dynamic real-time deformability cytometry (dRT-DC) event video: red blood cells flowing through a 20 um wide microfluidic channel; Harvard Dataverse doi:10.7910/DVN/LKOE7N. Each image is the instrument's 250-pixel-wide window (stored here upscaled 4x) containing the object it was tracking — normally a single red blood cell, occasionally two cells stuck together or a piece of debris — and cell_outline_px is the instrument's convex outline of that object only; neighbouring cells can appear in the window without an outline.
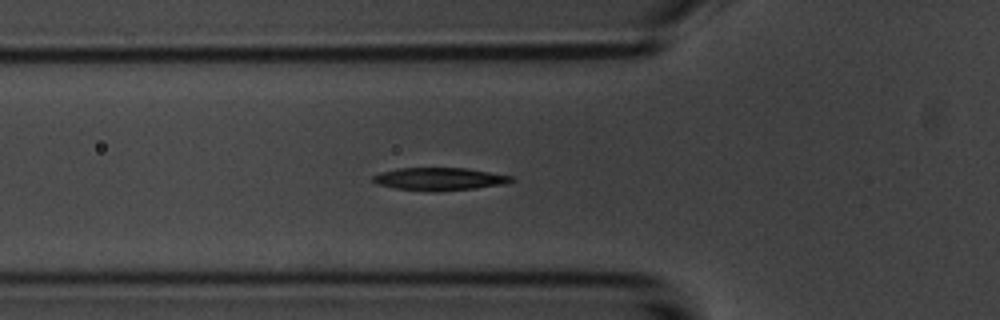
{"species": "common noctule bat (a hibernating species)", "species_latin": "Nyctalus noctula", "temperature_condition": "room temperature", "stored_images_in_passage": 4, "camera_frame_rate_fps": 3000, "um_per_image_px": 0.085, "animal": {"sex": "male", "body_mass_g": 20.1, "forearm_length_mm": 53.5}, "frame": {"image": 1, "passage_image": 4, "time_ms": 4.333, "image_size_px": [1000, 320], "cell_outline_px": [[516, 180], [504, 184], [476, 188], [440, 192], [432, 192], [396, 188], [376, 184], [372, 180], [372, 176], [380, 172], [396, 168], [468, 168], [512, 176]], "centroid_in_image_um": [37.34, 15.22], "position_along_channel_um": 88.5, "area_um2": 18.55}}